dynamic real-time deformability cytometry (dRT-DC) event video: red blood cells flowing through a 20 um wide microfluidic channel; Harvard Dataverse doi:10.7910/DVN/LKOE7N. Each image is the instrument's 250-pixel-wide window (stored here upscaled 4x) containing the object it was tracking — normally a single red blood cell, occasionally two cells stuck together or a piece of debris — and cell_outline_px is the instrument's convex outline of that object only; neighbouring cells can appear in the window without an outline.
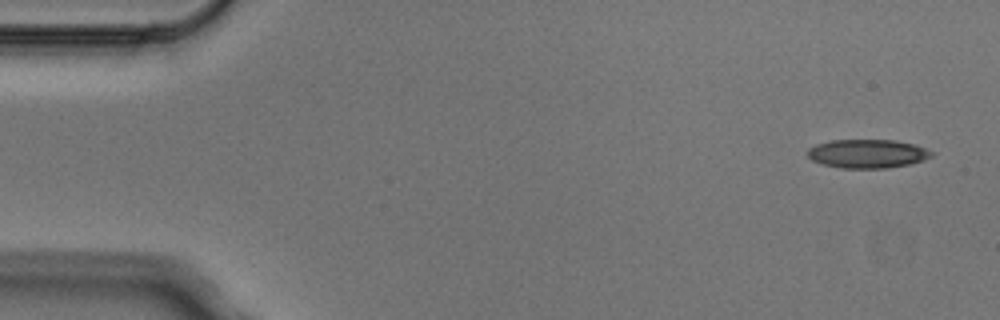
{"species": "Egyptian fruit bat (a non-hibernating species)", "species_latin": "Rousettus aegyptiacus", "temperature_condition": "cold", "stored_images_in_passage": 5, "segment_of_instrument_passage": [1, 2], "camera_frame_rate_fps": 3000, "um_per_image_px": 0.085, "animal": {"sex": "male"}, "frame": {"image": 1, "passage_image": 1, "time_ms": 0.0, "image_size_px": [1000, 320], "cell_outline_px": [[936, 152], [932, 156], [924, 160], [908, 164], [884, 168], [844, 168], [824, 164], [812, 160], [808, 156], [808, 148], [816, 144], [832, 140], [896, 140], [912, 144]], "centroid_in_image_um": [73.75, 13.05], "position_along_channel_um": 11.3, "area_um2": 20.58}}
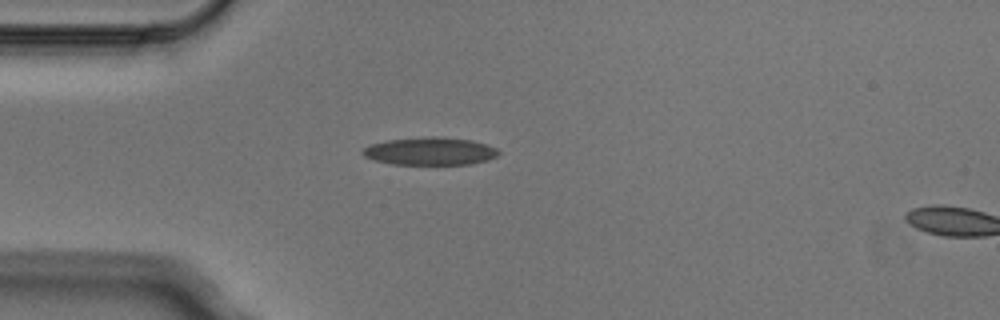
{"frame": {"image": 2, "passage_image": 4, "time_ms": 1.0, "image_size_px": [1000, 320], "cell_outline_px": [[500, 152], [496, 156], [488, 160], [468, 164], [392, 164], [376, 160], [364, 156], [360, 152], [364, 148], [372, 144], [388, 140], [428, 136], [436, 136], [472, 140], [496, 148]], "centroid_in_image_um": [36.55, 12.85], "position_along_channel_um": 48.4, "area_um2": 21.79}}